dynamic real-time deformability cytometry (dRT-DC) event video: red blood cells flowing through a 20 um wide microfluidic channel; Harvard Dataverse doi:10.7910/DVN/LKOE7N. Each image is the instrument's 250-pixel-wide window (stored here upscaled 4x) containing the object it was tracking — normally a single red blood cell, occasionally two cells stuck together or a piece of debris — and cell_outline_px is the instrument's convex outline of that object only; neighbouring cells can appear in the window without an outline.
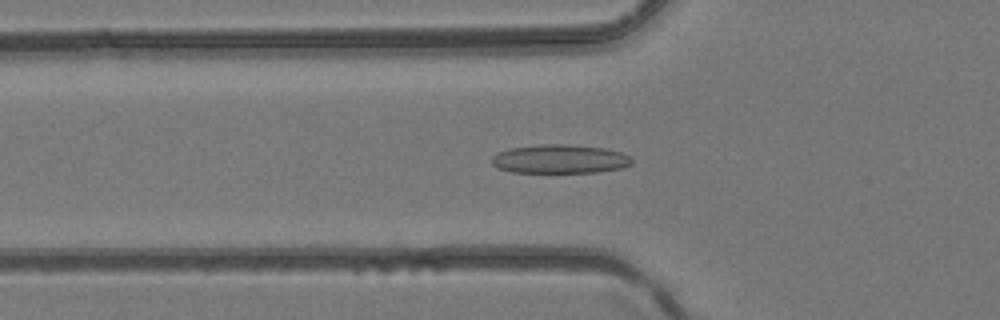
{"species": "common noctule bat (a hibernating species)", "species_latin": "Nyctalus noctula", "temperature_condition": "room temperature", "stored_images_in_passage": 36, "camera_frame_rate_fps": 3000, "um_per_image_px": 0.085, "animal": {"sex": "female", "body_mass_g": 24.6, "forearm_length_mm": 56.2}, "frame": {"image": 1, "passage_image": 9, "time_ms": 2.667, "image_size_px": [1000, 320], "cell_outline_px": [[632, 164], [624, 168], [596, 172], [512, 172], [500, 168], [492, 164], [492, 156], [496, 152], [508, 148], [540, 144], [568, 144], [604, 148], [620, 152], [628, 156], [632, 160]], "centroid_in_image_um": [47.57, 13.51], "position_along_channel_um": 78.2, "area_um2": 23.58}}
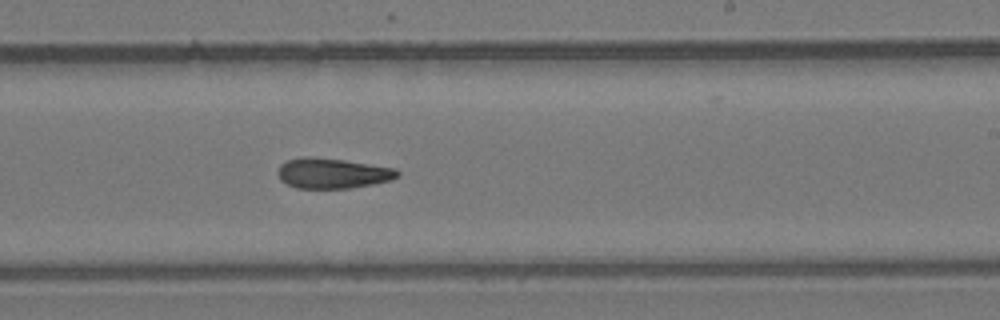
{"frame": {"image": 2, "passage_image": 20, "time_ms": 6.333, "image_size_px": [1000, 320], "cell_outline_px": [[400, 176], [392, 180], [372, 184], [348, 188], [296, 188], [280, 180], [280, 164], [284, 160], [308, 156], [344, 160], [396, 168], [400, 172]], "centroid_in_image_um": [28.3, 14.72], "position_along_channel_um": 260.7, "area_um2": 21.04}}
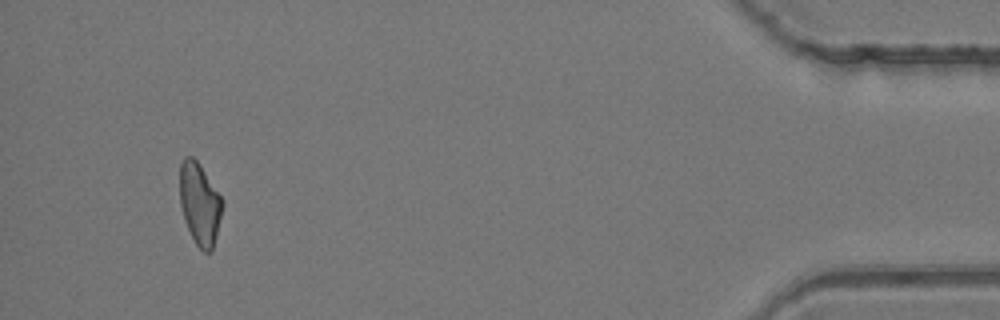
{"frame": {"image": 3, "passage_image": 34, "time_ms": 11.0, "image_size_px": [1000, 320], "cell_outline_px": [[224, 204], [212, 252], [204, 252], [196, 244], [184, 220], [180, 204], [180, 164], [184, 156], [192, 156], [200, 164], [224, 200]], "centroid_in_image_um": [16.98, 17.3], "position_along_channel_um": 418.2, "area_um2": 20.46}}